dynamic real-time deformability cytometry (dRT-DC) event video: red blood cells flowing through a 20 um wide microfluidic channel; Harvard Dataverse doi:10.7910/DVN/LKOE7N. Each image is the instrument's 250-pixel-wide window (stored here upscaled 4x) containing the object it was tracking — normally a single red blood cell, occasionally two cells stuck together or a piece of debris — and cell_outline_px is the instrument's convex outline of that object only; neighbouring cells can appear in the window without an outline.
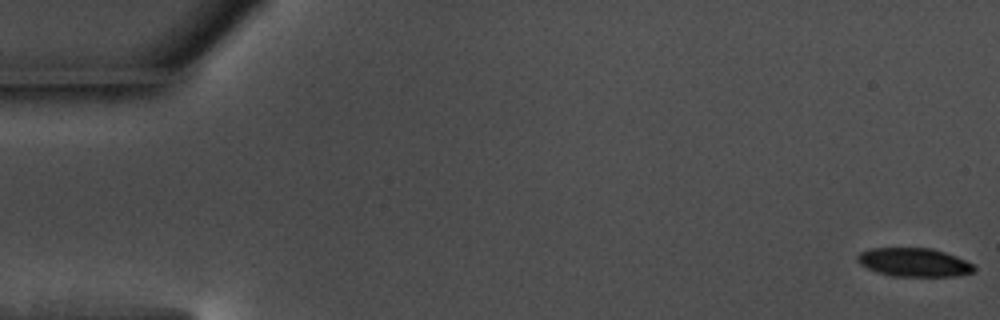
{"species": "common noctule bat (a hibernating species)", "species_latin": "Nyctalus noctula", "temperature_condition": "warm", "stored_images_in_passage": 57, "camera_frame_rate_fps": 3000, "um_per_image_px": 0.085, "animal": {"sex": "male", "body_mass_g": 17.5, "forearm_length_mm": 52.3}, "frame": {"image": 1, "passage_image": 1, "time_ms": 0.0, "image_size_px": [1000, 320], "cell_outline_px": [[976, 272], [956, 276], [892, 276], [868, 268], [860, 264], [856, 260], [856, 256], [860, 252], [872, 248], [932, 248], [956, 256], [972, 264], [976, 268]], "centroid_in_image_um": [77.71, 22.3], "position_along_channel_um": 7.3, "area_um2": 19.36}}
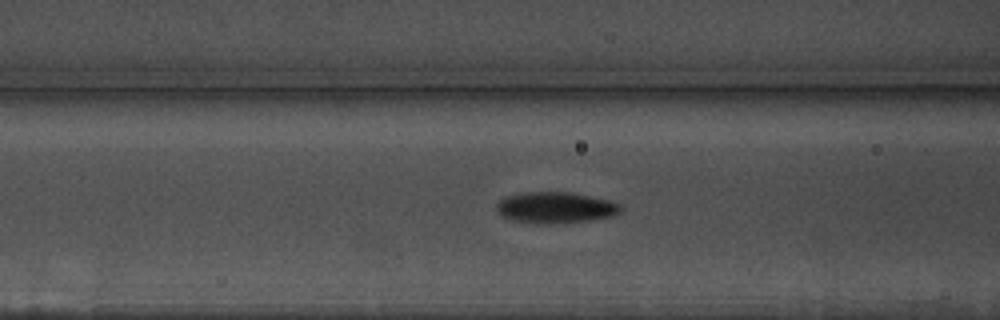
{"frame": {"image": 2, "passage_image": 23, "time_ms": 7.333, "image_size_px": [1000, 320], "cell_outline_px": [[624, 208], [620, 212], [612, 216], [592, 220], [548, 224], [544, 224], [512, 220], [500, 216], [496, 208], [496, 204], [504, 196], [524, 192], [568, 192], [612, 200], [620, 204]], "centroid_in_image_um": [47.22, 17.64], "position_along_channel_um": 119.4, "area_um2": 22.77}}
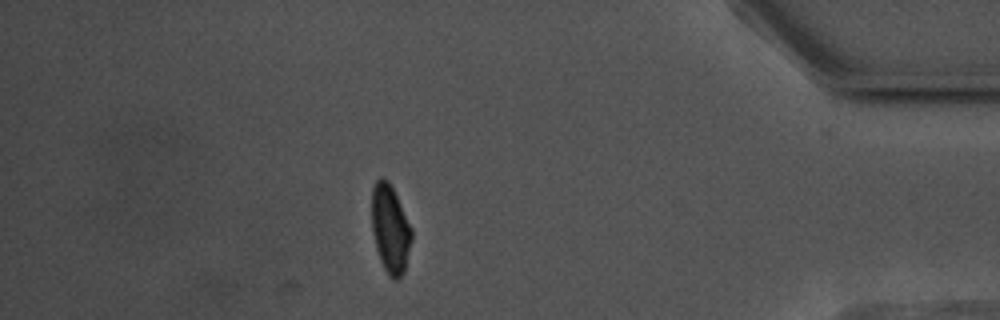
{"frame": {"image": 3, "passage_image": 50, "time_ms": 16.333, "image_size_px": [1000, 320], "cell_outline_px": [[412, 240], [404, 272], [396, 280], [392, 280], [388, 276], [380, 260], [376, 248], [372, 232], [372, 188], [376, 180], [380, 176], [388, 180], [412, 228]], "centroid_in_image_um": [33.17, 19.48], "position_along_channel_um": 402.0, "area_um2": 20.52}, "authors_computed_cell_mechanics": {"area_um2": 21.097, "velocity_mm_per_s": 3.6117, "shape_relaxation_time_tau1_ms": 2.7006, "shape_relaxation_time_tau2_ms": null, "deformation_change_tau1": 0.1232, "deformation_change_tau2": null}}